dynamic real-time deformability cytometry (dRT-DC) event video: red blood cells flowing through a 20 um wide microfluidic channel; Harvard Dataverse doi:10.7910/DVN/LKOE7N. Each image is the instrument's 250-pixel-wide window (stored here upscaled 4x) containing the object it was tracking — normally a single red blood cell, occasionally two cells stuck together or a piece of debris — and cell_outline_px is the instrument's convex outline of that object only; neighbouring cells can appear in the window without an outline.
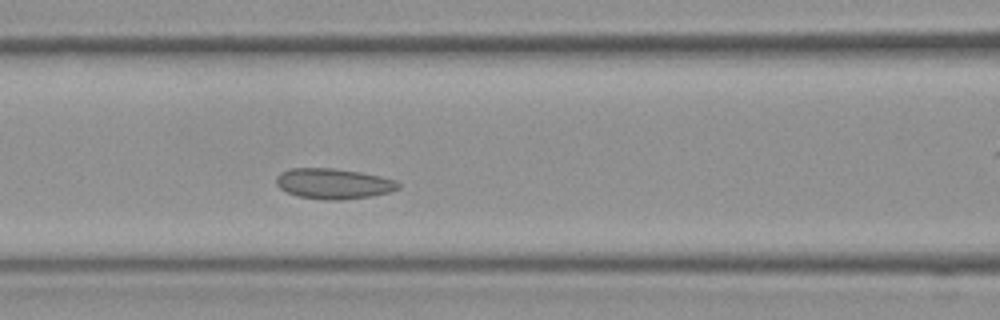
{"species": "Egyptian fruit bat (a non-hibernating species)", "species_latin": "Rousettus aegyptiacus", "temperature_condition": "room temperature", "stored_images_in_passage": 31, "camera_frame_rate_fps": 3000, "um_per_image_px": 0.085, "frame": {"image": 1, "passage_image": 11, "time_ms": 3.333, "image_size_px": [1000, 320], "cell_outline_px": [[400, 188], [388, 192], [368, 196], [340, 200], [328, 200], [296, 196], [280, 188], [276, 184], [276, 176], [280, 172], [292, 168], [332, 168], [360, 172], [380, 176], [396, 180], [400, 184]], "centroid_in_image_um": [28.32, 15.6], "position_along_channel_um": 138.3, "area_um2": 21.56}}
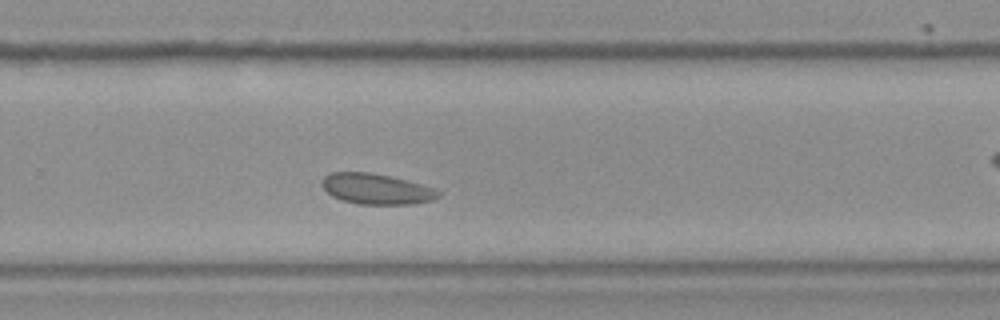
{"frame": {"image": 2, "passage_image": 19, "time_ms": 6.0, "image_size_px": [1000, 320], "cell_outline_px": [[440, 196], [436, 200], [412, 204], [360, 204], [344, 200], [332, 196], [320, 184], [324, 176], [332, 172], [372, 172], [408, 180], [436, 188], [440, 192]], "centroid_in_image_um": [32.04, 16.05], "position_along_channel_um": 297.8, "area_um2": 20.92}}
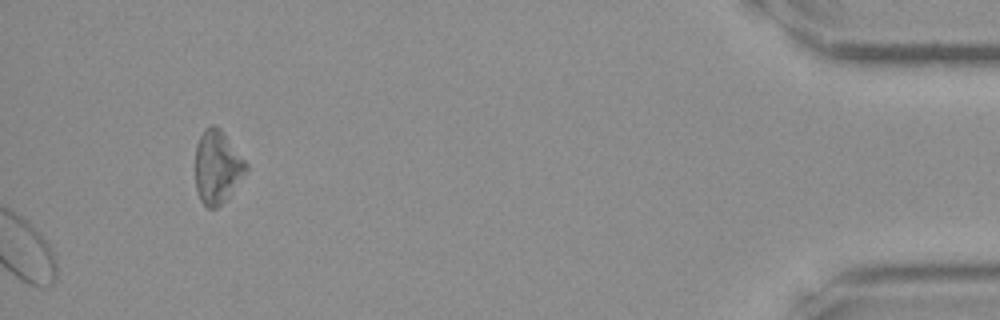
{"frame": {"image": 3, "passage_image": 31, "time_ms": 10.0, "image_size_px": [1000, 320], "cell_outline_px": [[248, 172], [224, 200], [216, 208], [208, 208], [200, 200], [196, 188], [196, 144], [204, 128], [212, 124], [220, 128], [224, 132], [248, 164]], "centroid_in_image_um": [18.48, 14.16], "position_along_channel_um": 416.7, "area_um2": 21.62}}